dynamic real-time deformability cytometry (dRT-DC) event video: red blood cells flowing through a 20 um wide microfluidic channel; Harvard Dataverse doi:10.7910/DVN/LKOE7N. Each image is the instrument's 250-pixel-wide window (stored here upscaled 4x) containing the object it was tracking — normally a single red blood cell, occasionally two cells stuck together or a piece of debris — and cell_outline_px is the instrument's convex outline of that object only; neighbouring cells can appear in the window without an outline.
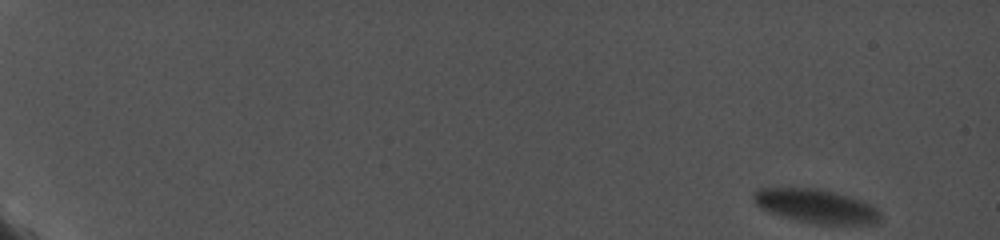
{"species": "common noctule bat (a hibernating species)", "species_latin": "Nyctalus noctula", "temperature_condition": "cold", "stored_images_in_passage": 30, "camera_frame_rate_fps": 5000, "um_per_image_px": 0.085, "animal": {"sex": "female", "body_mass_g": 19.0, "forearm_length_mm": 56.7}, "frame": {"image": 1, "passage_image": 1, "time_ms": 0.0, "image_size_px": [1000, 240], "cell_outline_px": [[880, 224], [820, 224], [800, 220], [768, 212], [760, 208], [752, 200], [752, 196], [760, 188], [816, 188], [848, 196], [860, 200], [876, 208], [880, 212]], "centroid_in_image_um": [69.37, 17.52], "position_along_channel_um": 15.6, "area_um2": 24.68}}
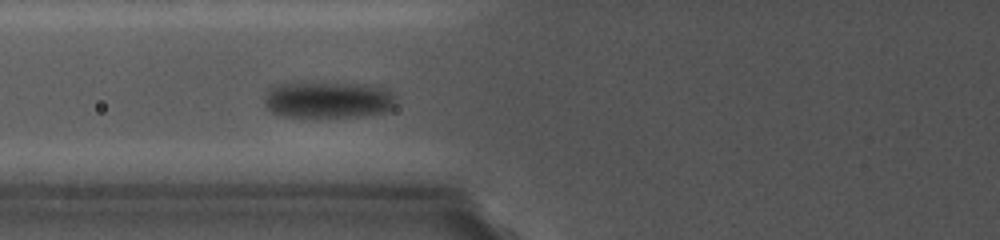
{"frame": {"image": 2, "passage_image": 14, "time_ms": 8.4, "image_size_px": [1000, 240], "cell_outline_px": [[396, 104], [392, 108], [380, 112], [360, 116], [316, 120], [312, 120], [280, 116], [264, 108], [264, 100], [268, 88], [276, 84], [292, 80], [360, 84], [384, 88], [392, 92], [396, 96]], "centroid_in_image_um": [27.76, 8.49], "position_along_channel_um": 98.0, "area_um2": 30.0}}
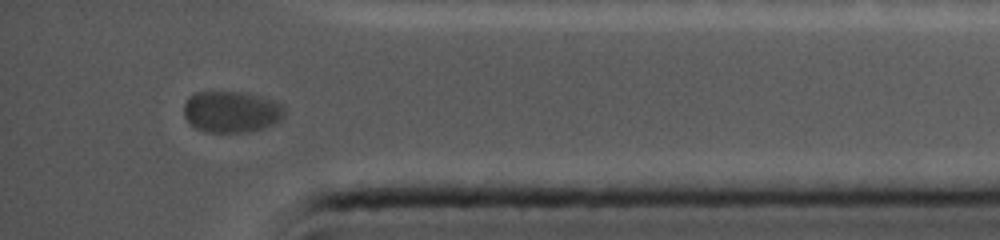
{"frame": {"image": 3, "passage_image": 30, "time_ms": 17.6, "image_size_px": [1000, 240], "cell_outline_px": [[284, 116], [280, 120], [272, 124], [248, 132], [208, 132], [196, 128], [184, 116], [184, 104], [188, 96], [196, 92], [244, 92], [276, 100], [284, 108]], "centroid_in_image_um": [19.66, 9.48], "position_along_channel_um": 415.5, "area_um2": 24.22}}